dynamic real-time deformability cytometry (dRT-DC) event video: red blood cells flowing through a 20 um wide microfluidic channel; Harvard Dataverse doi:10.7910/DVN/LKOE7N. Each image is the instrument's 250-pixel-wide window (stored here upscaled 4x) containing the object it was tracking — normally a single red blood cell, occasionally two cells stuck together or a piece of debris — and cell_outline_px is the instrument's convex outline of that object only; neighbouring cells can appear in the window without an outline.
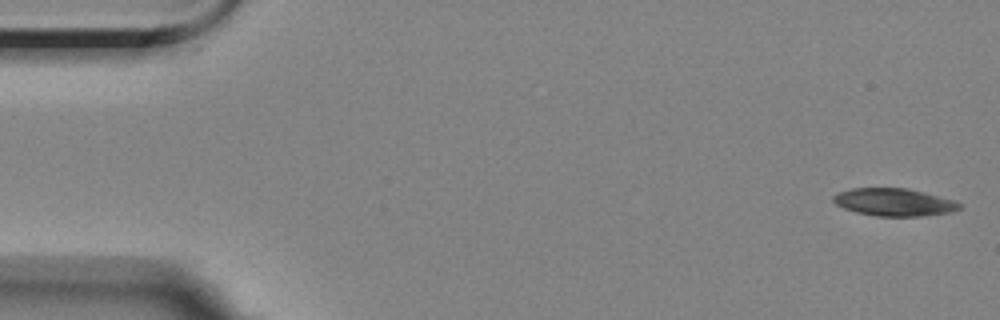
{"species": "Egyptian fruit bat (a non-hibernating species)", "species_latin": "Rousettus aegyptiacus", "temperature_condition": "room temperature", "stored_images_in_passage": 5, "camera_frame_rate_fps": 3000, "um_per_image_px": 0.085, "animal": {"sex": "female"}, "frame": {"image": 1, "passage_image": 1, "time_ms": 0.0, "image_size_px": [1000, 320], "cell_outline_px": [[960, 208], [952, 212], [920, 216], [876, 216], [856, 212], [844, 208], [836, 204], [832, 200], [832, 196], [840, 192], [852, 188], [908, 188], [924, 192], [952, 200], [960, 204]], "centroid_in_image_um": [75.97, 17.18], "position_along_channel_um": 9.0, "area_um2": 20.11}}
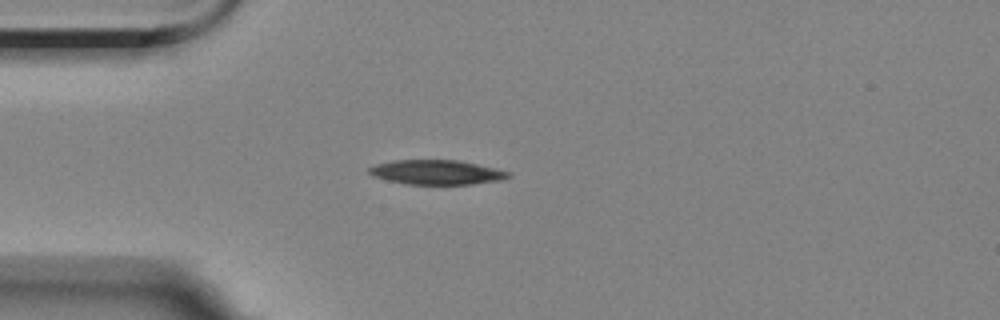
{"frame": {"image": 2, "passage_image": 5, "time_ms": 4.333, "image_size_px": [1000, 320], "cell_outline_px": [[512, 176], [500, 180], [472, 184], [408, 184], [388, 180], [372, 176], [368, 172], [368, 168], [376, 164], [392, 160], [460, 160], [496, 168], [512, 172]], "centroid_in_image_um": [37.13, 14.63], "position_along_channel_um": 47.9, "area_um2": 20.0}}